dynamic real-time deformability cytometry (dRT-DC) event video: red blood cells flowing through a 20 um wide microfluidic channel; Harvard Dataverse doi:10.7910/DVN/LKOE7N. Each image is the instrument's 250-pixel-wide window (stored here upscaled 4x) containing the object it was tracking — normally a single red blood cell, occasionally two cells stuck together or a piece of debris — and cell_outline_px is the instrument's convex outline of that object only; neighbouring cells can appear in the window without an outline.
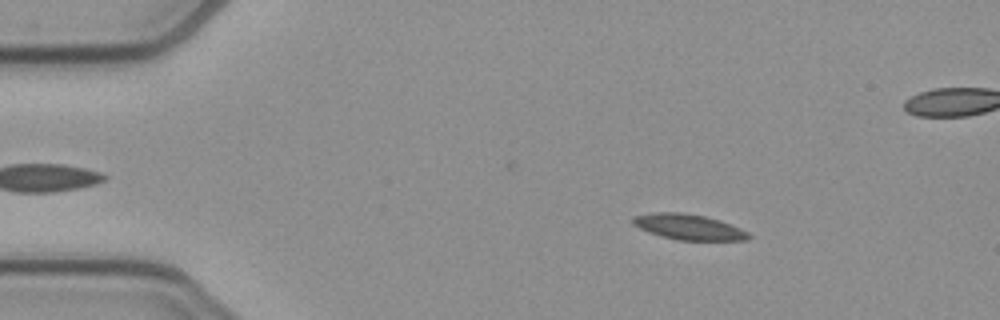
{"species": "common noctule bat (a hibernating species)", "species_latin": "Nyctalus noctula", "temperature_condition": "cold", "stored_images_in_passage": 43, "camera_frame_rate_fps": 3000, "um_per_image_px": 0.085, "animal": {"sex": "female", "body_mass_g": 21.9}, "frame": {"image": 1, "passage_image": 8, "time_ms": 2.333, "image_size_px": [1000, 320], "cell_outline_px": [[752, 236], [748, 240], [680, 240], [660, 236], [648, 232], [632, 224], [632, 216], [656, 212], [680, 212], [704, 216], [720, 220], [740, 228], [748, 232]], "centroid_in_image_um": [58.53, 19.29], "position_along_channel_um": 26.5, "area_um2": 17.22}}
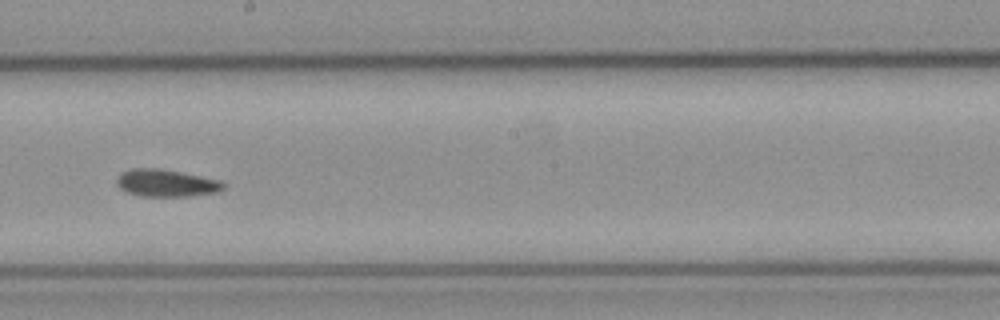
{"frame": {"image": 2, "passage_image": 29, "time_ms": 9.333, "image_size_px": [1000, 320], "cell_outline_px": [[224, 188], [220, 192], [188, 196], [140, 196], [128, 192], [120, 188], [116, 184], [116, 176], [120, 172], [132, 168], [160, 168], [220, 180], [224, 184]], "centroid_in_image_um": [14.09, 15.55], "position_along_channel_um": 234.1, "area_um2": 17.05}}
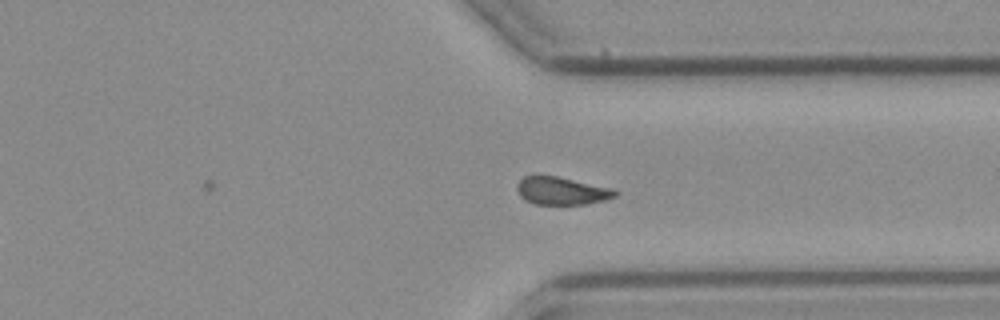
{"frame": {"image": 3, "passage_image": 39, "time_ms": 12.667, "image_size_px": [1000, 320], "cell_outline_px": [[620, 192], [616, 196], [604, 200], [588, 204], [532, 204], [524, 200], [520, 196], [516, 188], [516, 184], [524, 176], [536, 172], [616, 188]], "centroid_in_image_um": [47.72, 16.19], "position_along_channel_um": 363.7, "area_um2": 16.59}}